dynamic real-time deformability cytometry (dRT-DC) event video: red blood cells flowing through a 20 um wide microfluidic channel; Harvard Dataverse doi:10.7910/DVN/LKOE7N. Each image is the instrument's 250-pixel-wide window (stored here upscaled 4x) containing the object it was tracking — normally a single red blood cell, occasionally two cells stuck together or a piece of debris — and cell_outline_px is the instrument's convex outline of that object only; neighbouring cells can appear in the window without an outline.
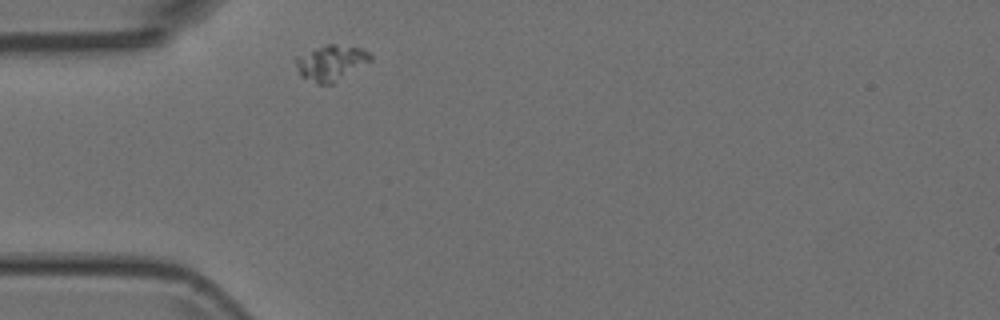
{"species": "Egyptian fruit bat (a non-hibernating species)", "species_latin": "Rousettus aegyptiacus", "temperature_condition": "room temperature", "stored_images_in_passage": 1, "camera_frame_rate_fps": 3000, "um_per_image_px": 0.085, "animal": {"sex": "female"}, "frame": {"image": 1, "passage_image": 1, "time_ms": 0.0, "image_size_px": [1000, 320], "cell_outline_px": [[372, 60], [332, 84], [316, 84], [300, 76], [296, 64], [296, 60], [300, 56], [316, 48], [328, 44], [332, 44], [360, 48], [368, 52], [372, 56]], "centroid_in_image_um": [28.15, 5.36], "position_along_channel_um": 56.9, "area_um2": 15.09}}